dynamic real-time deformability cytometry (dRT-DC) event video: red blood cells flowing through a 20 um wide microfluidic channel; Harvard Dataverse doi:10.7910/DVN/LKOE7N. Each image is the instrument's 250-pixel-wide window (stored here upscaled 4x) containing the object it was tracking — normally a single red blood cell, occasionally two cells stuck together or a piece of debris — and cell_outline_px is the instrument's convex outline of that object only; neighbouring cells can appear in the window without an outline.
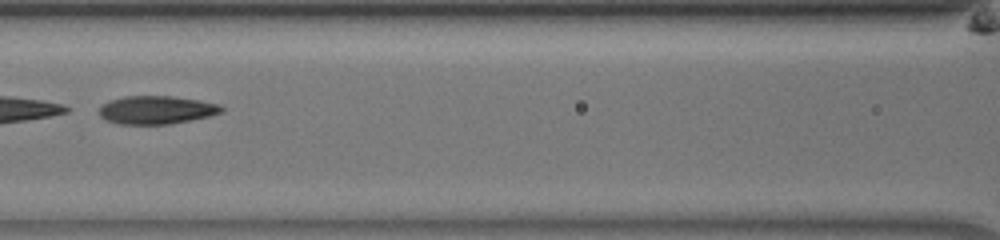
{"species": "common noctule bat (a hibernating species)", "species_latin": "Nyctalus noctula", "temperature_condition": "room temperature", "stored_images_in_passage": 36, "camera_frame_rate_fps": 3000, "um_per_image_px": 0.085, "animal": {"sex": "male", "body_mass_g": 13.0, "forearm_length_mm": 53.1}, "frame": {"image": 1, "passage_image": 11, "time_ms": 3.333, "image_size_px": [1000, 240], "cell_outline_px": [[224, 112], [208, 116], [168, 124], [120, 124], [104, 120], [100, 116], [100, 108], [108, 100], [124, 96], [172, 96], [220, 104], [224, 108]], "centroid_in_image_um": [13.28, 9.34], "position_along_channel_um": 153.3, "area_um2": 20.0}, "authors_computed_cell_mechanics": {"area_um2": 20.3456, "velocity_mm_per_s": 4.0186, "shape_relaxation_time_tau1_ms": 7.5402, "shape_relaxation_time_tau2_ms": 3.0314, "deformation_change_tau1": 0.2265, "deformation_change_tau2": 0.1222}}